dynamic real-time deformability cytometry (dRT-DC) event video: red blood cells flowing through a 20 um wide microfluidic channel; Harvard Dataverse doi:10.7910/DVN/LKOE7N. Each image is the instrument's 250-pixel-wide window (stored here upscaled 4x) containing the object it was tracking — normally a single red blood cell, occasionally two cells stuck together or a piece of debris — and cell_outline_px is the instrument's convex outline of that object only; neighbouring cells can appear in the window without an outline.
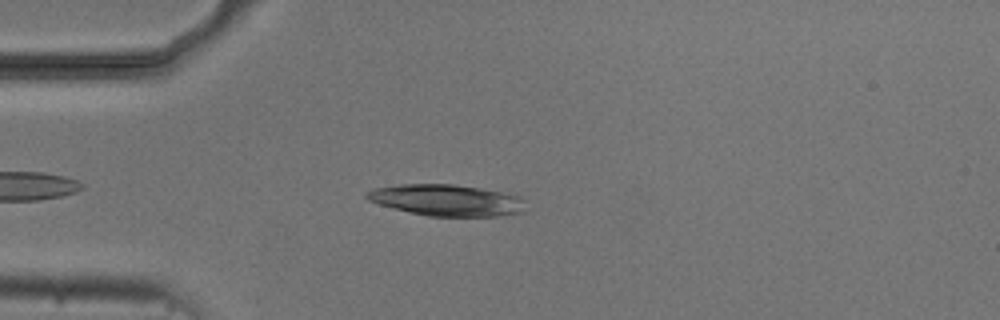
{"species": "common noctule bat (a hibernating species)", "species_latin": "Nyctalus noctula", "temperature_condition": "cold", "stored_images_in_passage": 46, "camera_frame_rate_fps": 3000, "um_per_image_px": 0.085, "animal": {"sex": "male", "body_mass_g": 20.5, "forearm_length_mm": 52.5}, "frame": {"image": 1, "passage_image": 6, "time_ms": 1.667, "image_size_px": [1000, 320], "cell_outline_px": [[528, 212], [500, 216], [428, 216], [380, 204], [368, 200], [364, 196], [372, 188], [396, 184], [456, 184], [480, 188], [520, 196], [524, 200]], "centroid_in_image_um": [38.03, 17.01], "position_along_channel_um": 47.0, "area_um2": 29.19}}
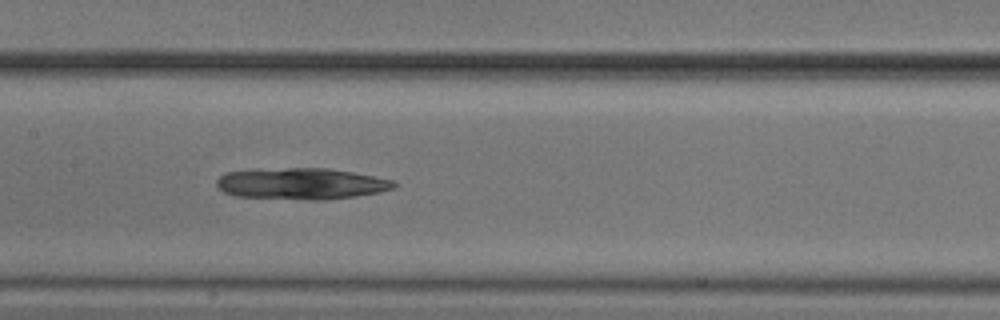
{"frame": {"image": 2, "passage_image": 18, "time_ms": 5.667, "image_size_px": [1000, 320], "cell_outline_px": [[396, 188], [380, 192], [356, 196], [324, 200], [304, 200], [232, 196], [224, 192], [216, 184], [216, 180], [224, 172], [256, 168], [328, 168], [352, 172], [392, 180], [396, 184]], "centroid_in_image_um": [25.55, 15.61], "position_along_channel_um": 181.8, "area_um2": 32.89}}
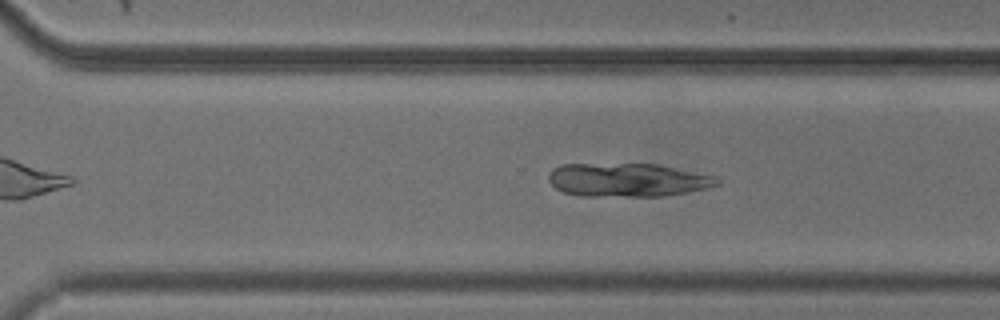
{"frame": {"image": 3, "passage_image": 29, "time_ms": 9.333, "image_size_px": [1000, 320], "cell_outline_px": [[720, 184], [688, 192], [664, 196], [580, 196], [564, 192], [556, 188], [548, 180], [548, 176], [552, 168], [560, 164], [660, 164], [716, 176], [720, 180]], "centroid_in_image_um": [53.35, 15.29], "position_along_channel_um": 317.3, "area_um2": 33.12}}